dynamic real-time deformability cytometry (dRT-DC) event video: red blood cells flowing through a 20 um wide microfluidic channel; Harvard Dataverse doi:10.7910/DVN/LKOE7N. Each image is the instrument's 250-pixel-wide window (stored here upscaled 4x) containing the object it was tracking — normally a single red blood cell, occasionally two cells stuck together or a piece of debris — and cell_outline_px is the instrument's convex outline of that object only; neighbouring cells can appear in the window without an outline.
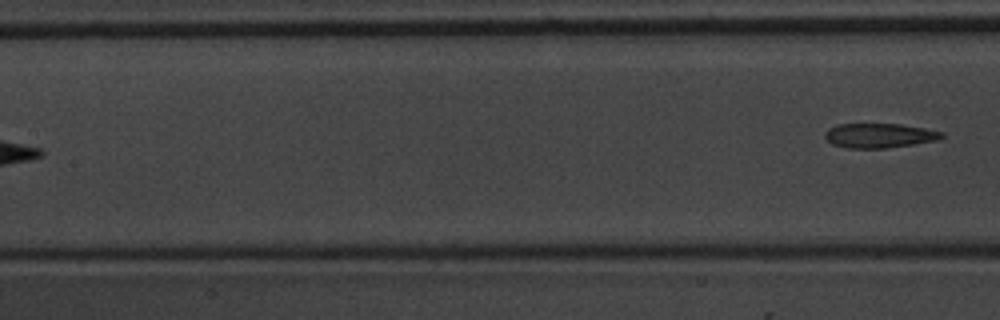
{"species": "common noctule bat (a hibernating species)", "species_latin": "Nyctalus noctula", "temperature_condition": "warm", "stored_images_in_passage": 8, "segment_of_instrument_passage": [2, 2], "camera_frame_rate_fps": 3000, "um_per_image_px": 0.085, "animal": {"sex": "male", "body_mass_g": 20.1, "forearm_length_mm": 53.5}, "frame": {"image": 1, "passage_image": 8, "time_ms": 9.333, "image_size_px": [1000, 320], "cell_outline_px": [[944, 136], [936, 140], [888, 148], [844, 148], [832, 144], [824, 136], [824, 132], [828, 128], [836, 124], [900, 124], [924, 128], [944, 132]], "centroid_in_image_um": [74.7, 11.52], "position_along_channel_um": 132.7, "area_um2": 16.7}}